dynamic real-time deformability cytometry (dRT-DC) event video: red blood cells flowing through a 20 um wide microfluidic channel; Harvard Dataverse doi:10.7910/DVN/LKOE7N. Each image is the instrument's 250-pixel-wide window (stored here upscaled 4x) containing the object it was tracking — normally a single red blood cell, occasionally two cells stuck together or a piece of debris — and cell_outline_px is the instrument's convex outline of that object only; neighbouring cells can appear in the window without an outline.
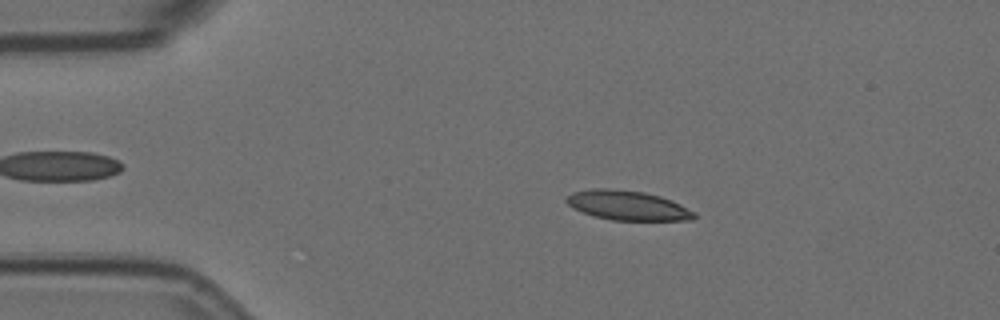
{"species": "Egyptian fruit bat (a non-hibernating species)", "species_latin": "Rousettus aegyptiacus", "temperature_condition": "room temperature", "stored_images_in_passage": 5, "camera_frame_rate_fps": 3000, "um_per_image_px": 0.085, "animal": {"sex": "female"}, "frame": {"image": 1, "passage_image": 2, "time_ms": 0.333, "image_size_px": [1000, 320], "cell_outline_px": [[696, 216], [692, 220], [612, 220], [592, 216], [568, 204], [564, 200], [564, 196], [572, 192], [592, 188], [612, 188], [644, 192], [660, 196], [672, 200], [696, 212]], "centroid_in_image_um": [53.34, 17.45], "position_along_channel_um": 31.7, "area_um2": 22.14}}
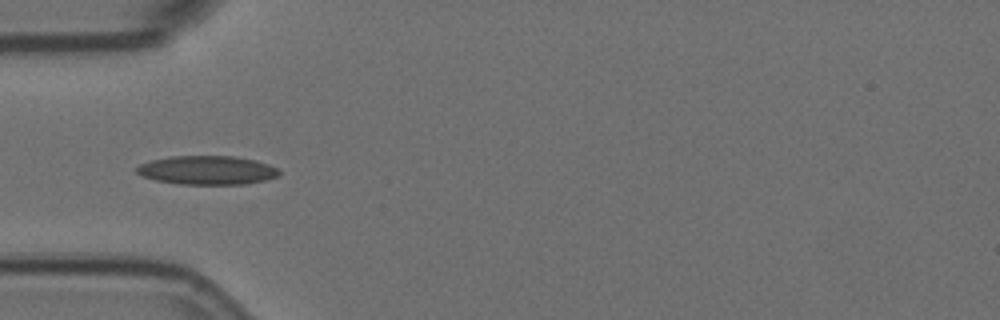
{"frame": {"image": 2, "passage_image": 4, "time_ms": 1.0, "image_size_px": [1000, 320], "cell_outline_px": [[280, 176], [264, 180], [244, 184], [176, 184], [156, 180], [144, 176], [136, 172], [136, 168], [140, 164], [152, 160], [168, 156], [236, 156], [256, 160], [268, 164], [276, 168], [280, 172]], "centroid_in_image_um": [17.62, 14.46], "position_along_channel_um": 67.4, "area_um2": 23.93}}
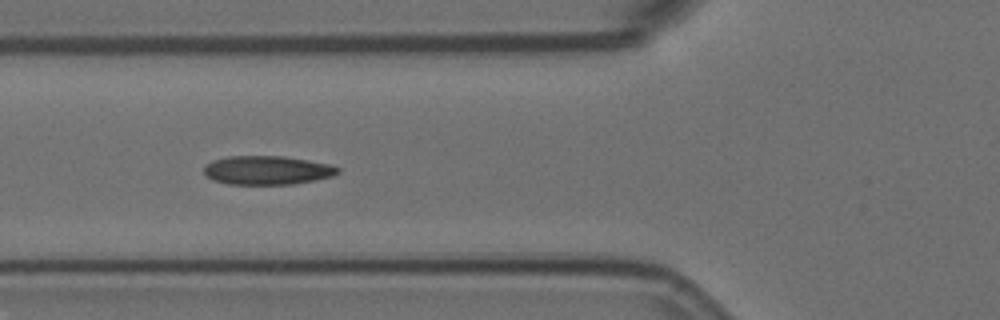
{"frame": {"image": 3, "passage_image": 5, "time_ms": 1.333, "image_size_px": [1000, 320], "cell_outline_px": [[340, 172], [332, 176], [316, 180], [292, 184], [228, 184], [212, 180], [204, 176], [204, 164], [212, 160], [228, 156], [284, 156], [332, 164], [340, 168]], "centroid_in_image_um": [22.69, 14.46], "position_along_channel_um": 103.1, "area_um2": 22.77}}